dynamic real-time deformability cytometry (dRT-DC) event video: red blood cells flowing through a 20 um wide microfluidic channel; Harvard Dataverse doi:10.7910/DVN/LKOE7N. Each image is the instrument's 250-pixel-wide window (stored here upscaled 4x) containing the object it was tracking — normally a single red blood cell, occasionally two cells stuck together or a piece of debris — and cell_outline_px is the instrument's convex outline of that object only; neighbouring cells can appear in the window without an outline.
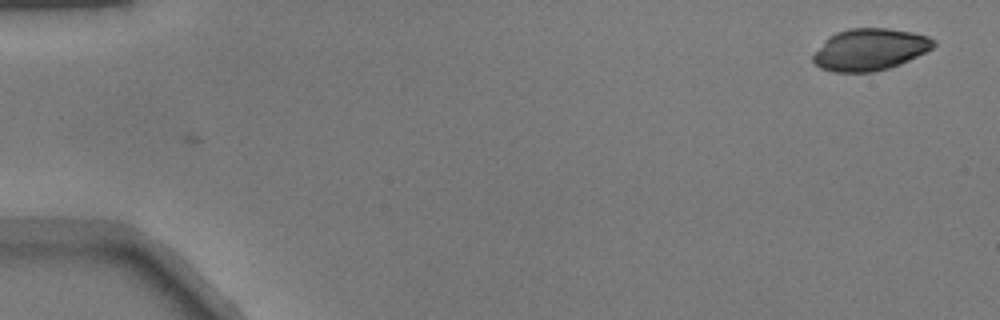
{"species": "common noctule bat (a hibernating species)", "species_latin": "Nyctalus noctula", "temperature_condition": "warm", "stored_images_in_passage": 49, "camera_frame_rate_fps": 3000, "um_per_image_px": 0.085, "animal": {"sex": "male", "body_mass_g": 17.9}, "frame": {"image": 1, "passage_image": 1, "time_ms": 0.0, "image_size_px": [1000, 320], "cell_outline_px": [[936, 44], [932, 48], [900, 64], [888, 68], [872, 72], [832, 72], [820, 68], [812, 60], [812, 56], [824, 40], [828, 36], [836, 32], [848, 28], [888, 28], [912, 32], [928, 36], [936, 40]], "centroid_in_image_um": [73.91, 4.2], "position_along_channel_um": 11.1, "area_um2": 29.42}}
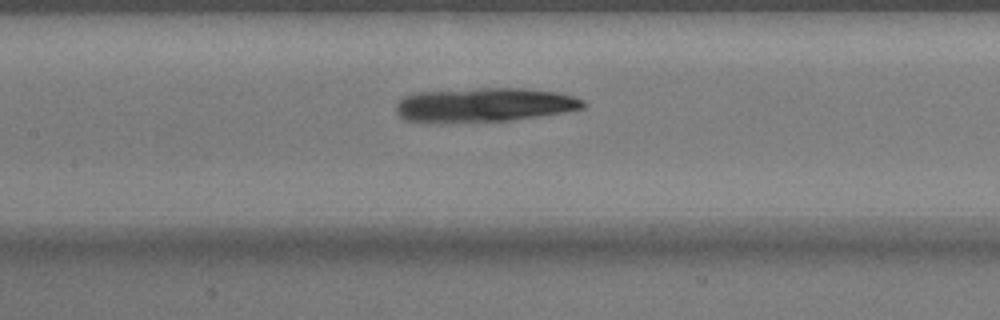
{"frame": {"image": 2, "passage_image": 23, "time_ms": 7.333, "image_size_px": [1000, 320], "cell_outline_px": [[588, 104], [584, 108], [564, 112], [512, 120], [404, 120], [396, 112], [396, 104], [404, 96], [420, 92], [480, 88], [524, 88], [556, 92], [572, 96], [584, 100]], "centroid_in_image_um": [41.25, 8.87], "position_along_channel_um": 166.1, "area_um2": 36.13}}
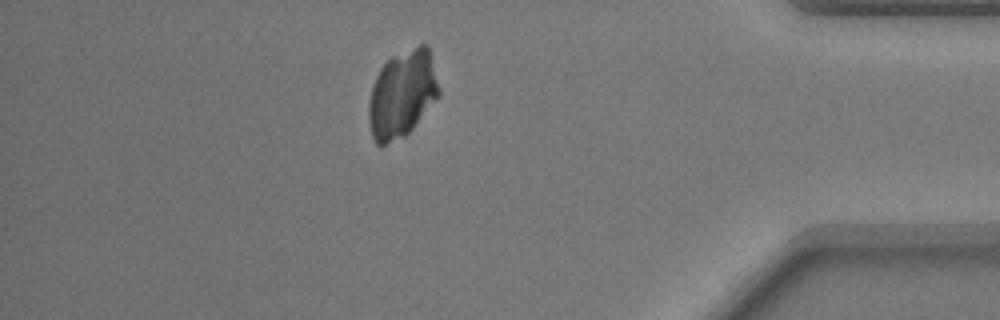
{"frame": {"image": 3, "passage_image": 43, "time_ms": 14.0, "image_size_px": [1000, 320], "cell_outline_px": [[440, 96], [412, 128], [404, 136], [380, 148], [376, 144], [372, 136], [368, 120], [368, 104], [372, 88], [376, 76], [380, 68], [392, 56], [420, 44], [424, 44], [428, 48], [440, 88]], "centroid_in_image_um": [34.17, 8.02], "position_along_channel_um": 401.0, "area_um2": 35.66}}